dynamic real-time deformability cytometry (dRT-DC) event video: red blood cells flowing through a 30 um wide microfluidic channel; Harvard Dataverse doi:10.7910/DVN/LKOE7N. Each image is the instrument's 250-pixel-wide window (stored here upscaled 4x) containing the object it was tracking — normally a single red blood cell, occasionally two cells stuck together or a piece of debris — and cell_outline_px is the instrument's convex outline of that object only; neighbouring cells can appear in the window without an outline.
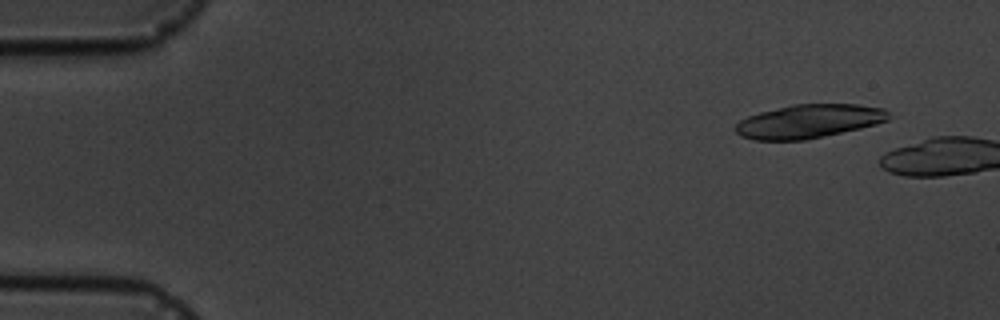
{"species": "common noctule bat (a hibernating species)", "species_latin": "Nyctalus noctula", "temperature_condition": "cold", "stored_images_in_passage": 2, "camera_frame_rate_fps": 3000, "um_per_image_px": 0.085, "animal": {"sex": "male", "body_mass_g": 19.5, "forearm_length_mm": 54.6}, "frame": {"image": 1, "passage_image": 1, "time_ms": 0.0, "image_size_px": [1000, 320], "cell_outline_px": [[892, 116], [888, 120], [876, 124], [860, 128], [824, 136], [804, 140], [752, 140], [740, 136], [732, 128], [740, 120], [748, 116], [760, 112], [792, 104], [856, 104], [884, 108]], "centroid_in_image_um": [68.73, 10.31], "position_along_channel_um": 16.3, "area_um2": 30.17}}